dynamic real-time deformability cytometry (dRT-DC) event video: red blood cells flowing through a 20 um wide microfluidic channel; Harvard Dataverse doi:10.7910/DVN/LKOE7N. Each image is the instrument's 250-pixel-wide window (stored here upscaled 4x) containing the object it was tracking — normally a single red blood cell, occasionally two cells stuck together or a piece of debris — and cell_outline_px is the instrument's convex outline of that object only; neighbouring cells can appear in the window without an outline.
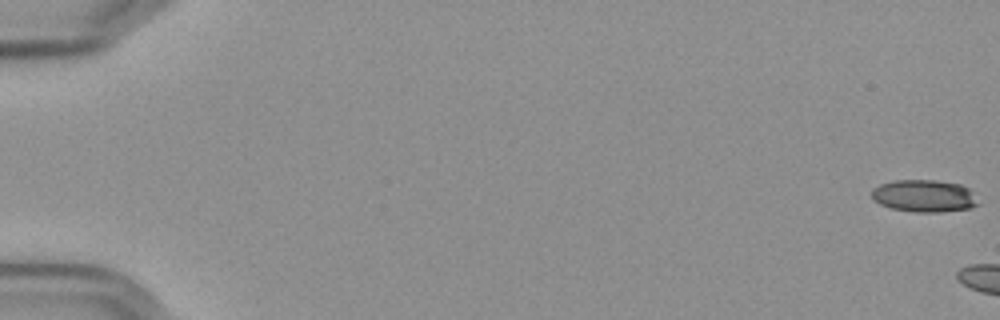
{"species": "Egyptian fruit bat (a non-hibernating species)", "species_latin": "Rousettus aegyptiacus", "temperature_condition": "cold", "stored_images_in_passage": 6, "camera_frame_rate_fps": 3000, "um_per_image_px": 0.085, "frame": {"image": 1, "passage_image": 1, "time_ms": 0.0, "image_size_px": [1000, 320], "cell_outline_px": [[980, 204], [972, 208], [940, 212], [912, 212], [888, 208], [872, 200], [872, 188], [880, 184], [896, 180], [932, 180], [960, 184], [968, 188]], "centroid_in_image_um": [78.52, 16.67], "position_along_channel_um": 6.5, "area_um2": 20.17}}